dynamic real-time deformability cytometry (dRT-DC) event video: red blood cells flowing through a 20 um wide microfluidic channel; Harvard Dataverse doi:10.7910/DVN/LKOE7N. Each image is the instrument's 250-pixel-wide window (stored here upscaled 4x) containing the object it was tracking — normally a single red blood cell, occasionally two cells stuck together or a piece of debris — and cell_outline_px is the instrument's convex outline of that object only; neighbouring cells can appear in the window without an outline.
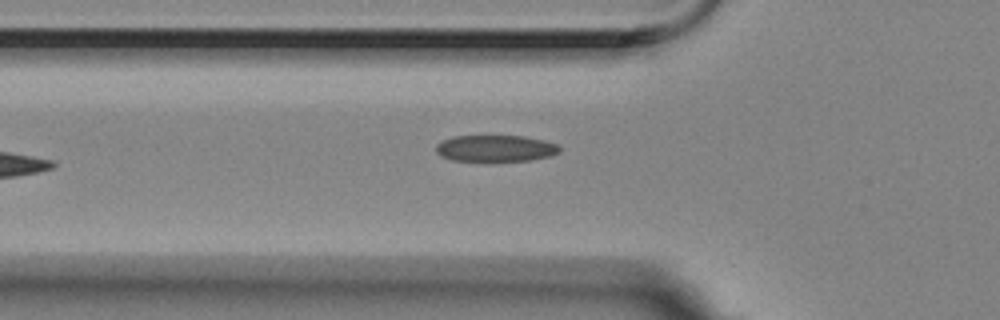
{"species": "Egyptian fruit bat (a non-hibernating species)", "species_latin": "Rousettus aegyptiacus", "temperature_condition": "room temperature", "stored_images_in_passage": 3, "camera_frame_rate_fps": 3000, "um_per_image_px": 0.085, "animal": {"sex": "female"}, "frame": {"image": 1, "passage_image": 3, "time_ms": 0.667, "image_size_px": [1000, 320], "cell_outline_px": [[560, 152], [552, 156], [532, 160], [452, 160], [440, 156], [436, 152], [436, 144], [452, 136], [524, 136], [544, 140], [556, 144], [560, 148]], "centroid_in_image_um": [42.13, 12.6], "position_along_channel_um": 83.7, "area_um2": 18.96}}